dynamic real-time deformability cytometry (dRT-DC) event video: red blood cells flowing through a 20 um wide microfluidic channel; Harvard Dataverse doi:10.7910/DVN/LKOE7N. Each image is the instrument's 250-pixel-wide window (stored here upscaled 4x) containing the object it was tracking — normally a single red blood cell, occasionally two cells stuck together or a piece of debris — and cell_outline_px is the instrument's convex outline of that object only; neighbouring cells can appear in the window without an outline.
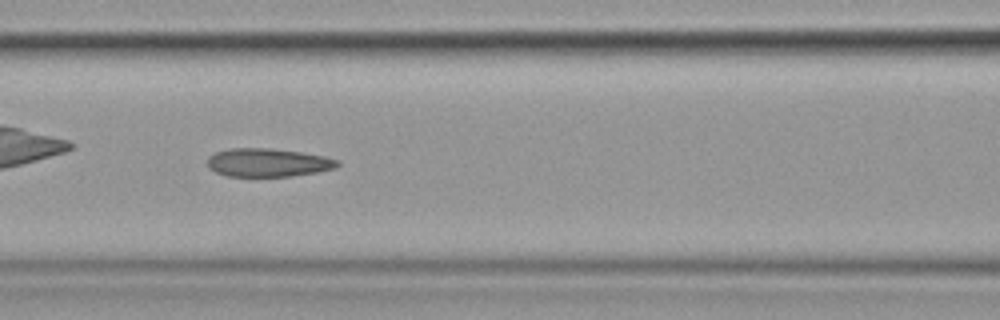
{"species": "common noctule bat (a hibernating species)", "species_latin": "Nyctalus noctula", "temperature_condition": "cold", "stored_images_in_passage": 55, "camera_frame_rate_fps": 3000, "um_per_image_px": 0.085, "animal": {"sex": "female", "body_mass_g": 19.9}, "frame": {"image": 1, "passage_image": 24, "time_ms": 7.667, "image_size_px": [1000, 320], "cell_outline_px": [[340, 164], [336, 168], [316, 172], [292, 176], [228, 176], [216, 172], [208, 168], [208, 156], [216, 152], [232, 148], [272, 148], [300, 152], [324, 156], [340, 160]], "centroid_in_image_um": [22.79, 13.81], "position_along_channel_um": 143.8, "area_um2": 21.5}, "authors_computed_cell_mechanics": {"area_um2": 22.5998, "velocity_mm_per_s": 3.5937, "shape_relaxation_time_tau1_ms": null, "shape_relaxation_time_tau2_ms": 2.6923, "deformation_change_tau1": null, "deformation_change_tau2": 0.1043}}